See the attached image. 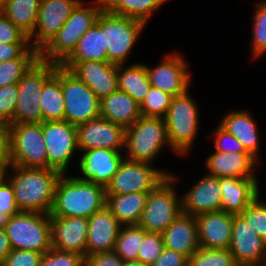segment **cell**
<instances>
[{"instance_id": "6da1fadb", "label": "cell", "mask_w": 266, "mask_h": 266, "mask_svg": "<svg viewBox=\"0 0 266 266\" xmlns=\"http://www.w3.org/2000/svg\"><path fill=\"white\" fill-rule=\"evenodd\" d=\"M10 168H13L15 174L7 180L13 187L18 210L49 214L62 173L52 168L15 165Z\"/></svg>"}, {"instance_id": "7a4b0ae2", "label": "cell", "mask_w": 266, "mask_h": 266, "mask_svg": "<svg viewBox=\"0 0 266 266\" xmlns=\"http://www.w3.org/2000/svg\"><path fill=\"white\" fill-rule=\"evenodd\" d=\"M106 206V187L78 177L59 178L50 217H85Z\"/></svg>"}, {"instance_id": "3957f363", "label": "cell", "mask_w": 266, "mask_h": 266, "mask_svg": "<svg viewBox=\"0 0 266 266\" xmlns=\"http://www.w3.org/2000/svg\"><path fill=\"white\" fill-rule=\"evenodd\" d=\"M85 7L81 1L52 40L39 52V59L61 65L75 50L79 39L95 24L105 8L104 0Z\"/></svg>"}, {"instance_id": "277c9868", "label": "cell", "mask_w": 266, "mask_h": 266, "mask_svg": "<svg viewBox=\"0 0 266 266\" xmlns=\"http://www.w3.org/2000/svg\"><path fill=\"white\" fill-rule=\"evenodd\" d=\"M5 231L11 249L46 253L52 248L49 214L19 211L9 218Z\"/></svg>"}, {"instance_id": "5b68a950", "label": "cell", "mask_w": 266, "mask_h": 266, "mask_svg": "<svg viewBox=\"0 0 266 266\" xmlns=\"http://www.w3.org/2000/svg\"><path fill=\"white\" fill-rule=\"evenodd\" d=\"M58 65L38 59L17 83L18 99L12 124L42 123L39 105L44 83L55 73Z\"/></svg>"}, {"instance_id": "8992f818", "label": "cell", "mask_w": 266, "mask_h": 266, "mask_svg": "<svg viewBox=\"0 0 266 266\" xmlns=\"http://www.w3.org/2000/svg\"><path fill=\"white\" fill-rule=\"evenodd\" d=\"M96 23L104 33L107 61L117 65L125 63L146 24L133 18L111 14L106 8L101 11Z\"/></svg>"}, {"instance_id": "52a82bcc", "label": "cell", "mask_w": 266, "mask_h": 266, "mask_svg": "<svg viewBox=\"0 0 266 266\" xmlns=\"http://www.w3.org/2000/svg\"><path fill=\"white\" fill-rule=\"evenodd\" d=\"M54 74L61 81L65 121L78 126L100 116V99L83 81L61 65L56 67Z\"/></svg>"}, {"instance_id": "ba28073f", "label": "cell", "mask_w": 266, "mask_h": 266, "mask_svg": "<svg viewBox=\"0 0 266 266\" xmlns=\"http://www.w3.org/2000/svg\"><path fill=\"white\" fill-rule=\"evenodd\" d=\"M166 143L170 146L164 118L141 116L126 128V159L150 163Z\"/></svg>"}, {"instance_id": "9c48e42d", "label": "cell", "mask_w": 266, "mask_h": 266, "mask_svg": "<svg viewBox=\"0 0 266 266\" xmlns=\"http://www.w3.org/2000/svg\"><path fill=\"white\" fill-rule=\"evenodd\" d=\"M189 97L188 89L172 98L164 117L170 147L178 154L191 148L198 131V108Z\"/></svg>"}, {"instance_id": "30bf717a", "label": "cell", "mask_w": 266, "mask_h": 266, "mask_svg": "<svg viewBox=\"0 0 266 266\" xmlns=\"http://www.w3.org/2000/svg\"><path fill=\"white\" fill-rule=\"evenodd\" d=\"M177 178L167 176L149 192L145 208L138 225L147 232L163 233L182 213L179 201L171 183Z\"/></svg>"}, {"instance_id": "8fae6325", "label": "cell", "mask_w": 266, "mask_h": 266, "mask_svg": "<svg viewBox=\"0 0 266 266\" xmlns=\"http://www.w3.org/2000/svg\"><path fill=\"white\" fill-rule=\"evenodd\" d=\"M11 165L47 168V149L42 123L11 124Z\"/></svg>"}, {"instance_id": "7c38bea8", "label": "cell", "mask_w": 266, "mask_h": 266, "mask_svg": "<svg viewBox=\"0 0 266 266\" xmlns=\"http://www.w3.org/2000/svg\"><path fill=\"white\" fill-rule=\"evenodd\" d=\"M167 176L170 174L151 167L149 163L124 158L106 186V194L150 192Z\"/></svg>"}, {"instance_id": "4fadbf2b", "label": "cell", "mask_w": 266, "mask_h": 266, "mask_svg": "<svg viewBox=\"0 0 266 266\" xmlns=\"http://www.w3.org/2000/svg\"><path fill=\"white\" fill-rule=\"evenodd\" d=\"M43 136L47 149V168L64 174L74 151L78 149L76 126L65 120L45 121Z\"/></svg>"}, {"instance_id": "5bb4252c", "label": "cell", "mask_w": 266, "mask_h": 266, "mask_svg": "<svg viewBox=\"0 0 266 266\" xmlns=\"http://www.w3.org/2000/svg\"><path fill=\"white\" fill-rule=\"evenodd\" d=\"M80 2V0H41L37 22L29 37V41H33L30 44L32 48L40 52L56 35Z\"/></svg>"}, {"instance_id": "9a60e30c", "label": "cell", "mask_w": 266, "mask_h": 266, "mask_svg": "<svg viewBox=\"0 0 266 266\" xmlns=\"http://www.w3.org/2000/svg\"><path fill=\"white\" fill-rule=\"evenodd\" d=\"M228 249L238 266L266 264V242L241 214H233L232 237Z\"/></svg>"}, {"instance_id": "2e32d148", "label": "cell", "mask_w": 266, "mask_h": 266, "mask_svg": "<svg viewBox=\"0 0 266 266\" xmlns=\"http://www.w3.org/2000/svg\"><path fill=\"white\" fill-rule=\"evenodd\" d=\"M76 128L78 149L83 151L89 149L120 151L122 147H125L126 129L101 116L79 124Z\"/></svg>"}, {"instance_id": "e0dca14e", "label": "cell", "mask_w": 266, "mask_h": 266, "mask_svg": "<svg viewBox=\"0 0 266 266\" xmlns=\"http://www.w3.org/2000/svg\"><path fill=\"white\" fill-rule=\"evenodd\" d=\"M52 248L86 257L88 218L50 217Z\"/></svg>"}, {"instance_id": "ac0fdd59", "label": "cell", "mask_w": 266, "mask_h": 266, "mask_svg": "<svg viewBox=\"0 0 266 266\" xmlns=\"http://www.w3.org/2000/svg\"><path fill=\"white\" fill-rule=\"evenodd\" d=\"M186 65L181 56L171 53L154 69L146 66L151 86L173 97L184 93L190 83V74Z\"/></svg>"}, {"instance_id": "d6986e66", "label": "cell", "mask_w": 266, "mask_h": 266, "mask_svg": "<svg viewBox=\"0 0 266 266\" xmlns=\"http://www.w3.org/2000/svg\"><path fill=\"white\" fill-rule=\"evenodd\" d=\"M122 224L105 206L88 218L86 257L100 252L113 251Z\"/></svg>"}, {"instance_id": "ffe728a7", "label": "cell", "mask_w": 266, "mask_h": 266, "mask_svg": "<svg viewBox=\"0 0 266 266\" xmlns=\"http://www.w3.org/2000/svg\"><path fill=\"white\" fill-rule=\"evenodd\" d=\"M121 152L110 149H89L80 158V169L85 177L81 180L106 187L124 160Z\"/></svg>"}, {"instance_id": "44dd1931", "label": "cell", "mask_w": 266, "mask_h": 266, "mask_svg": "<svg viewBox=\"0 0 266 266\" xmlns=\"http://www.w3.org/2000/svg\"><path fill=\"white\" fill-rule=\"evenodd\" d=\"M200 247L228 249L232 237L233 214L221 210L196 216Z\"/></svg>"}, {"instance_id": "7402d4cb", "label": "cell", "mask_w": 266, "mask_h": 266, "mask_svg": "<svg viewBox=\"0 0 266 266\" xmlns=\"http://www.w3.org/2000/svg\"><path fill=\"white\" fill-rule=\"evenodd\" d=\"M117 64L108 61L78 62L70 71L101 100L118 90Z\"/></svg>"}, {"instance_id": "603a6c76", "label": "cell", "mask_w": 266, "mask_h": 266, "mask_svg": "<svg viewBox=\"0 0 266 266\" xmlns=\"http://www.w3.org/2000/svg\"><path fill=\"white\" fill-rule=\"evenodd\" d=\"M256 177H220L221 211L241 214L259 196Z\"/></svg>"}, {"instance_id": "cb8c5ba5", "label": "cell", "mask_w": 266, "mask_h": 266, "mask_svg": "<svg viewBox=\"0 0 266 266\" xmlns=\"http://www.w3.org/2000/svg\"><path fill=\"white\" fill-rule=\"evenodd\" d=\"M182 213L198 216L202 213L221 210L219 178L206 175L181 198Z\"/></svg>"}, {"instance_id": "d4e9b609", "label": "cell", "mask_w": 266, "mask_h": 266, "mask_svg": "<svg viewBox=\"0 0 266 266\" xmlns=\"http://www.w3.org/2000/svg\"><path fill=\"white\" fill-rule=\"evenodd\" d=\"M165 248L189 258L200 248L196 217L181 213L162 233Z\"/></svg>"}, {"instance_id": "484cf974", "label": "cell", "mask_w": 266, "mask_h": 266, "mask_svg": "<svg viewBox=\"0 0 266 266\" xmlns=\"http://www.w3.org/2000/svg\"><path fill=\"white\" fill-rule=\"evenodd\" d=\"M256 159L249 153L215 152L206 159V166L215 177H255L253 167Z\"/></svg>"}, {"instance_id": "4316f807", "label": "cell", "mask_w": 266, "mask_h": 266, "mask_svg": "<svg viewBox=\"0 0 266 266\" xmlns=\"http://www.w3.org/2000/svg\"><path fill=\"white\" fill-rule=\"evenodd\" d=\"M100 116L126 129L142 115L140 105L126 92L117 90L100 100Z\"/></svg>"}, {"instance_id": "83f0119b", "label": "cell", "mask_w": 266, "mask_h": 266, "mask_svg": "<svg viewBox=\"0 0 266 266\" xmlns=\"http://www.w3.org/2000/svg\"><path fill=\"white\" fill-rule=\"evenodd\" d=\"M107 61V48L104 47V33L95 24L79 39L72 54L61 64L71 70L78 62Z\"/></svg>"}, {"instance_id": "f1b7e54d", "label": "cell", "mask_w": 266, "mask_h": 266, "mask_svg": "<svg viewBox=\"0 0 266 266\" xmlns=\"http://www.w3.org/2000/svg\"><path fill=\"white\" fill-rule=\"evenodd\" d=\"M149 192L106 194V207L124 225H137Z\"/></svg>"}, {"instance_id": "f546056e", "label": "cell", "mask_w": 266, "mask_h": 266, "mask_svg": "<svg viewBox=\"0 0 266 266\" xmlns=\"http://www.w3.org/2000/svg\"><path fill=\"white\" fill-rule=\"evenodd\" d=\"M220 126L229 134H232L255 159L258 155L259 141L254 120L245 111L228 113L220 123Z\"/></svg>"}, {"instance_id": "4dcf8cb0", "label": "cell", "mask_w": 266, "mask_h": 266, "mask_svg": "<svg viewBox=\"0 0 266 266\" xmlns=\"http://www.w3.org/2000/svg\"><path fill=\"white\" fill-rule=\"evenodd\" d=\"M123 65L117 66L118 90L129 94L140 105L151 88L146 66L133 64L121 72Z\"/></svg>"}, {"instance_id": "1f68e13d", "label": "cell", "mask_w": 266, "mask_h": 266, "mask_svg": "<svg viewBox=\"0 0 266 266\" xmlns=\"http://www.w3.org/2000/svg\"><path fill=\"white\" fill-rule=\"evenodd\" d=\"M40 4L41 0H8L0 11L29 38L37 22Z\"/></svg>"}, {"instance_id": "d6a6232c", "label": "cell", "mask_w": 266, "mask_h": 266, "mask_svg": "<svg viewBox=\"0 0 266 266\" xmlns=\"http://www.w3.org/2000/svg\"><path fill=\"white\" fill-rule=\"evenodd\" d=\"M39 105L42 110V122L64 120L65 102L61 81L55 74L44 83Z\"/></svg>"}, {"instance_id": "836d02e7", "label": "cell", "mask_w": 266, "mask_h": 266, "mask_svg": "<svg viewBox=\"0 0 266 266\" xmlns=\"http://www.w3.org/2000/svg\"><path fill=\"white\" fill-rule=\"evenodd\" d=\"M165 1L167 0H104L105 8L111 14L133 18L144 23Z\"/></svg>"}, {"instance_id": "e575fe53", "label": "cell", "mask_w": 266, "mask_h": 266, "mask_svg": "<svg viewBox=\"0 0 266 266\" xmlns=\"http://www.w3.org/2000/svg\"><path fill=\"white\" fill-rule=\"evenodd\" d=\"M147 231L137 225H125L121 228L113 251L123 260H138L139 248Z\"/></svg>"}, {"instance_id": "d590c367", "label": "cell", "mask_w": 266, "mask_h": 266, "mask_svg": "<svg viewBox=\"0 0 266 266\" xmlns=\"http://www.w3.org/2000/svg\"><path fill=\"white\" fill-rule=\"evenodd\" d=\"M187 266H238L229 249L200 247L188 258Z\"/></svg>"}, {"instance_id": "8d00e7d4", "label": "cell", "mask_w": 266, "mask_h": 266, "mask_svg": "<svg viewBox=\"0 0 266 266\" xmlns=\"http://www.w3.org/2000/svg\"><path fill=\"white\" fill-rule=\"evenodd\" d=\"M173 96L151 86L145 99L140 104V112L145 117L164 118Z\"/></svg>"}, {"instance_id": "74e56055", "label": "cell", "mask_w": 266, "mask_h": 266, "mask_svg": "<svg viewBox=\"0 0 266 266\" xmlns=\"http://www.w3.org/2000/svg\"><path fill=\"white\" fill-rule=\"evenodd\" d=\"M39 58H16L0 63V87L17 84Z\"/></svg>"}, {"instance_id": "f35d334b", "label": "cell", "mask_w": 266, "mask_h": 266, "mask_svg": "<svg viewBox=\"0 0 266 266\" xmlns=\"http://www.w3.org/2000/svg\"><path fill=\"white\" fill-rule=\"evenodd\" d=\"M164 248L162 233L147 232L139 248L138 261L150 266L160 257Z\"/></svg>"}, {"instance_id": "ab89813d", "label": "cell", "mask_w": 266, "mask_h": 266, "mask_svg": "<svg viewBox=\"0 0 266 266\" xmlns=\"http://www.w3.org/2000/svg\"><path fill=\"white\" fill-rule=\"evenodd\" d=\"M253 21L252 56L256 58L266 51V1L259 3Z\"/></svg>"}, {"instance_id": "60d3db41", "label": "cell", "mask_w": 266, "mask_h": 266, "mask_svg": "<svg viewBox=\"0 0 266 266\" xmlns=\"http://www.w3.org/2000/svg\"><path fill=\"white\" fill-rule=\"evenodd\" d=\"M257 196L241 213L251 228L266 242V203Z\"/></svg>"}, {"instance_id": "b9f144b4", "label": "cell", "mask_w": 266, "mask_h": 266, "mask_svg": "<svg viewBox=\"0 0 266 266\" xmlns=\"http://www.w3.org/2000/svg\"><path fill=\"white\" fill-rule=\"evenodd\" d=\"M84 260L79 254L51 248L43 253L40 266H84Z\"/></svg>"}, {"instance_id": "7bdbcfd3", "label": "cell", "mask_w": 266, "mask_h": 266, "mask_svg": "<svg viewBox=\"0 0 266 266\" xmlns=\"http://www.w3.org/2000/svg\"><path fill=\"white\" fill-rule=\"evenodd\" d=\"M17 99V84H8L0 87V122L12 124Z\"/></svg>"}, {"instance_id": "ee69618b", "label": "cell", "mask_w": 266, "mask_h": 266, "mask_svg": "<svg viewBox=\"0 0 266 266\" xmlns=\"http://www.w3.org/2000/svg\"><path fill=\"white\" fill-rule=\"evenodd\" d=\"M16 58H39V52L30 43L0 42V63Z\"/></svg>"}, {"instance_id": "f6af8a7d", "label": "cell", "mask_w": 266, "mask_h": 266, "mask_svg": "<svg viewBox=\"0 0 266 266\" xmlns=\"http://www.w3.org/2000/svg\"><path fill=\"white\" fill-rule=\"evenodd\" d=\"M42 255L36 251L12 249L0 266H40Z\"/></svg>"}, {"instance_id": "bcb514c9", "label": "cell", "mask_w": 266, "mask_h": 266, "mask_svg": "<svg viewBox=\"0 0 266 266\" xmlns=\"http://www.w3.org/2000/svg\"><path fill=\"white\" fill-rule=\"evenodd\" d=\"M0 42L30 43L29 38L0 11Z\"/></svg>"}, {"instance_id": "7dc6e473", "label": "cell", "mask_w": 266, "mask_h": 266, "mask_svg": "<svg viewBox=\"0 0 266 266\" xmlns=\"http://www.w3.org/2000/svg\"><path fill=\"white\" fill-rule=\"evenodd\" d=\"M215 131V148L217 152L230 153H248L243 148L242 144L232 135L229 134L225 129L220 125ZM229 143V144H227Z\"/></svg>"}, {"instance_id": "c3c4849f", "label": "cell", "mask_w": 266, "mask_h": 266, "mask_svg": "<svg viewBox=\"0 0 266 266\" xmlns=\"http://www.w3.org/2000/svg\"><path fill=\"white\" fill-rule=\"evenodd\" d=\"M123 260L114 252H100L85 257L84 266H122Z\"/></svg>"}, {"instance_id": "681fc988", "label": "cell", "mask_w": 266, "mask_h": 266, "mask_svg": "<svg viewBox=\"0 0 266 266\" xmlns=\"http://www.w3.org/2000/svg\"><path fill=\"white\" fill-rule=\"evenodd\" d=\"M188 258L183 254L164 248L160 257L150 266H187Z\"/></svg>"}, {"instance_id": "f907efd6", "label": "cell", "mask_w": 266, "mask_h": 266, "mask_svg": "<svg viewBox=\"0 0 266 266\" xmlns=\"http://www.w3.org/2000/svg\"><path fill=\"white\" fill-rule=\"evenodd\" d=\"M0 165H11L9 124L0 122Z\"/></svg>"}, {"instance_id": "816d5d0a", "label": "cell", "mask_w": 266, "mask_h": 266, "mask_svg": "<svg viewBox=\"0 0 266 266\" xmlns=\"http://www.w3.org/2000/svg\"><path fill=\"white\" fill-rule=\"evenodd\" d=\"M0 207H17L14 190L9 180L3 179L0 182Z\"/></svg>"}, {"instance_id": "f5cc1de1", "label": "cell", "mask_w": 266, "mask_h": 266, "mask_svg": "<svg viewBox=\"0 0 266 266\" xmlns=\"http://www.w3.org/2000/svg\"><path fill=\"white\" fill-rule=\"evenodd\" d=\"M11 245L7 237L5 229L0 228V264L5 260L6 256L11 252Z\"/></svg>"}, {"instance_id": "db71d44e", "label": "cell", "mask_w": 266, "mask_h": 266, "mask_svg": "<svg viewBox=\"0 0 266 266\" xmlns=\"http://www.w3.org/2000/svg\"><path fill=\"white\" fill-rule=\"evenodd\" d=\"M18 212V207H0V228L5 229L9 218Z\"/></svg>"}, {"instance_id": "11a10c76", "label": "cell", "mask_w": 266, "mask_h": 266, "mask_svg": "<svg viewBox=\"0 0 266 266\" xmlns=\"http://www.w3.org/2000/svg\"><path fill=\"white\" fill-rule=\"evenodd\" d=\"M122 266H144V265L138 260H130V261H123Z\"/></svg>"}, {"instance_id": "9f6ffc18", "label": "cell", "mask_w": 266, "mask_h": 266, "mask_svg": "<svg viewBox=\"0 0 266 266\" xmlns=\"http://www.w3.org/2000/svg\"><path fill=\"white\" fill-rule=\"evenodd\" d=\"M11 166V165H0V182L3 180V179H6V173L7 172V168Z\"/></svg>"}, {"instance_id": "6f0895ef", "label": "cell", "mask_w": 266, "mask_h": 266, "mask_svg": "<svg viewBox=\"0 0 266 266\" xmlns=\"http://www.w3.org/2000/svg\"><path fill=\"white\" fill-rule=\"evenodd\" d=\"M8 0H0V10L7 4Z\"/></svg>"}, {"instance_id": "680465c9", "label": "cell", "mask_w": 266, "mask_h": 266, "mask_svg": "<svg viewBox=\"0 0 266 266\" xmlns=\"http://www.w3.org/2000/svg\"><path fill=\"white\" fill-rule=\"evenodd\" d=\"M247 266H266V264L262 265H247Z\"/></svg>"}]
</instances>
